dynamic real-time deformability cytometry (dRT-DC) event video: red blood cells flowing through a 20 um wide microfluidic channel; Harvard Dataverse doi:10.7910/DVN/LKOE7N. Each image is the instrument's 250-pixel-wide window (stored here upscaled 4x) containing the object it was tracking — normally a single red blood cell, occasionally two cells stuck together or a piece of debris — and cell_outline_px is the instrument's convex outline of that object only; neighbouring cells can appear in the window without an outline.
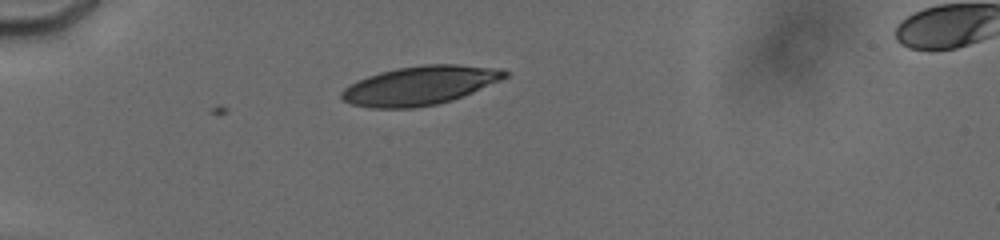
{"species": "human", "species_latin": "Homo sapiens", "temperature_condition": "cold", "stored_images_in_passage": 6, "camera_frame_rate_fps": 3000, "um_per_image_px": 0.085, "donor": {"sex": "male"}, "frame": {"image": 1, "passage_image": 3, "time_ms": 1.333, "image_size_px": [1000, 240], "cell_outline_px": [[508, 76], [500, 80], [472, 92], [452, 100], [436, 104], [416, 108], [372, 108], [352, 104], [344, 100], [340, 96], [340, 92], [344, 88], [368, 76], [380, 72], [396, 68], [424, 64], [456, 64], [500, 68], [508, 72]], "centroid_in_image_um": [35.7, 7.26], "position_along_channel_um": 49.3, "area_um2": 36.76}}
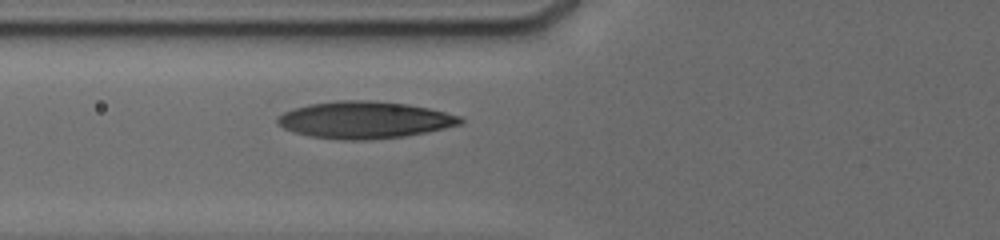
{"frame": {"image": 2, "passage_image": 6, "time_ms": 3.333, "image_size_px": [1000, 240], "cell_outline_px": [[464, 124], [404, 136], [364, 140], [344, 140], [312, 136], [296, 132], [284, 128], [276, 124], [276, 116], [284, 112], [308, 104], [336, 100], [368, 100], [408, 104], [428, 108], [460, 116], [464, 120]], "centroid_in_image_um": [30.97, 10.18], "position_along_channel_um": 94.8, "area_um2": 39.25}}